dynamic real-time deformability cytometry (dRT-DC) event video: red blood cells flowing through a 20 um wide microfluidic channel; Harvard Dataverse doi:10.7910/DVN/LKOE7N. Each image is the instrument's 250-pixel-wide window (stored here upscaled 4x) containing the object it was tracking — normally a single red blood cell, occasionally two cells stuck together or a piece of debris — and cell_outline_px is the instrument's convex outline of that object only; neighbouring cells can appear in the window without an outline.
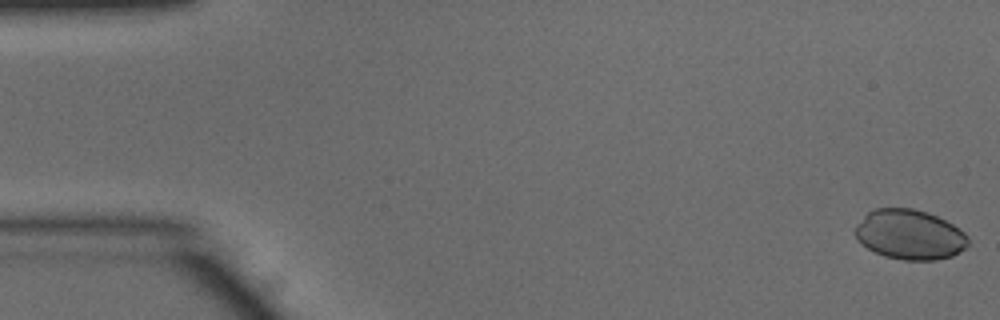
{"species": "common noctule bat (a hibernating species)", "species_latin": "Nyctalus noctula", "temperature_condition": "warm", "stored_images_in_passage": 51, "camera_frame_rate_fps": 3000, "um_per_image_px": 0.085, "animal": {"sex": "male", "body_mass_g": 15.6}, "frame": {"image": 1, "passage_image": 1, "time_ms": 0.0, "image_size_px": [1000, 320], "cell_outline_px": [[968, 244], [964, 248], [952, 256], [936, 260], [904, 260], [884, 256], [860, 244], [856, 240], [856, 224], [868, 212], [876, 208], [912, 208], [928, 212], [952, 224], [964, 232], [968, 236]], "centroid_in_image_um": [77.31, 19.94], "position_along_channel_um": 7.7, "area_um2": 32.77}}